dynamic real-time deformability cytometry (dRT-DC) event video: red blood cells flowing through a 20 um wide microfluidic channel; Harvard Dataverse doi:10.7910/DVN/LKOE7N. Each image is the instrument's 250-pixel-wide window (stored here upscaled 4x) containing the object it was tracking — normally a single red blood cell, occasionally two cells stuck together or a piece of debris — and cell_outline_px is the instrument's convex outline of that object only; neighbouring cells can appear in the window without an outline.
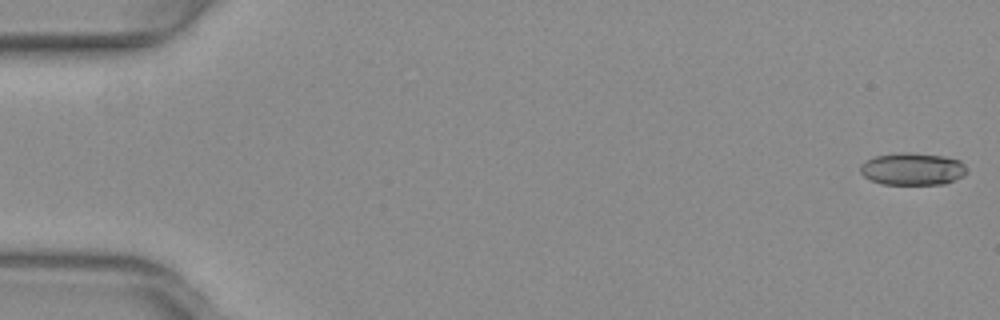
{"species": "common noctule bat (a hibernating species)", "species_latin": "Nyctalus noctula", "temperature_condition": "warm", "stored_images_in_passage": 52, "camera_frame_rate_fps": 3000, "um_per_image_px": 0.085, "animal": {"sex": "female", "body_mass_g": 29.2, "forearm_length_mm": 56.3}, "frame": {"image": 1, "passage_image": 1, "time_ms": 0.0, "image_size_px": [1000, 320], "cell_outline_px": [[968, 172], [964, 176], [944, 184], [880, 184], [864, 176], [860, 172], [860, 164], [876, 156], [896, 152], [908, 152], [944, 156], [960, 160], [968, 168]], "centroid_in_image_um": [77.59, 14.36], "position_along_channel_um": 7.4, "area_um2": 20.23}}
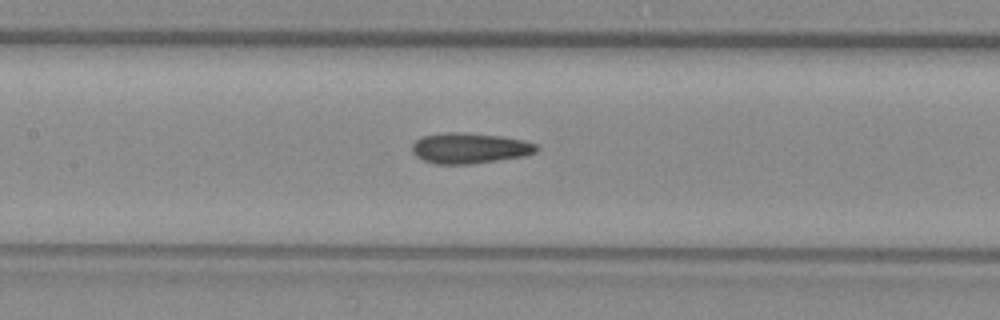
{"frame": {"image": 2, "passage_image": 25, "time_ms": 8.0, "image_size_px": [1000, 320], "cell_outline_px": [[540, 148], [536, 152], [524, 156], [472, 164], [436, 164], [424, 160], [416, 156], [412, 152], [412, 144], [416, 140], [424, 136], [444, 132], [456, 132], [500, 136], [524, 140], [536, 144]], "centroid_in_image_um": [39.93, 12.6], "position_along_channel_um": 167.5, "area_um2": 22.14}}
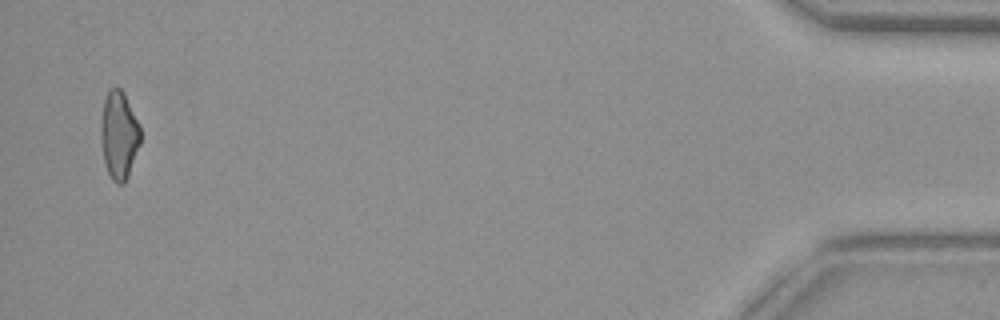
{"frame": {"image": 3, "passage_image": 51, "time_ms": 16.667, "image_size_px": [1000, 320], "cell_outline_px": [[140, 144], [128, 176], [124, 184], [116, 184], [112, 180], [104, 164], [100, 136], [100, 120], [104, 100], [108, 88], [120, 88], [124, 92], [140, 124]], "centroid_in_image_um": [10.1, 11.47], "position_along_channel_um": 425.1, "area_um2": 20.63}, "authors_computed_cell_mechanics": {"area_um2": 21.097, "velocity_mm_per_s": 4.0144, "shape_relaxation_time_tau1_ms": null, "shape_relaxation_time_tau2_ms": 3.2414, "deformation_change_tau1": null, "deformation_change_tau2": 0.0988}}